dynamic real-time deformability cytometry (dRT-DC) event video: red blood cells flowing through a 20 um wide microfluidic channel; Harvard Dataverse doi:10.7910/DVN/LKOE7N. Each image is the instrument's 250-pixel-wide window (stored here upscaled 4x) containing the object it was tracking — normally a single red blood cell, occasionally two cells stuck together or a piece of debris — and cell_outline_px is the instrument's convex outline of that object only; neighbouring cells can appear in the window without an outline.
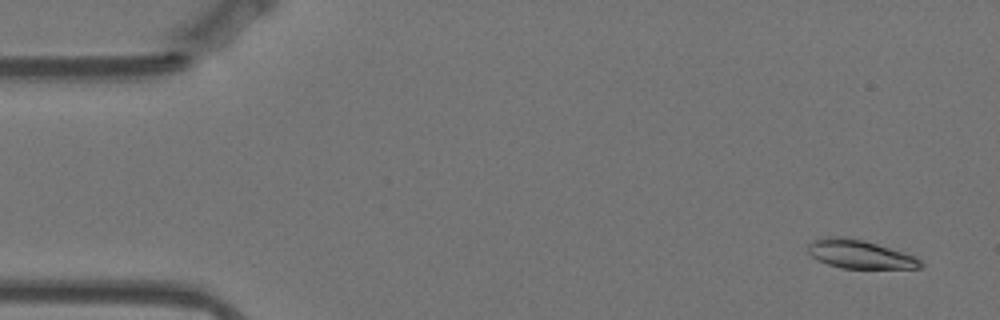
{"species": "Egyptian fruit bat (a non-hibernating species)", "species_latin": "Rousettus aegyptiacus", "temperature_condition": "warm", "stored_images_in_passage": 57, "camera_frame_rate_fps": 3000, "um_per_image_px": 0.085, "animal": {"sex": "female"}, "frame": {"image": 1, "passage_image": 3, "time_ms": 0.667, "image_size_px": [1000, 320], "cell_outline_px": [[924, 264], [920, 268], [840, 268], [816, 260], [808, 252], [808, 244], [812, 240], [824, 236], [844, 236], [864, 240], [912, 256], [920, 260]], "centroid_in_image_um": [72.99, 21.6], "position_along_channel_um": 12.0, "area_um2": 18.55}}
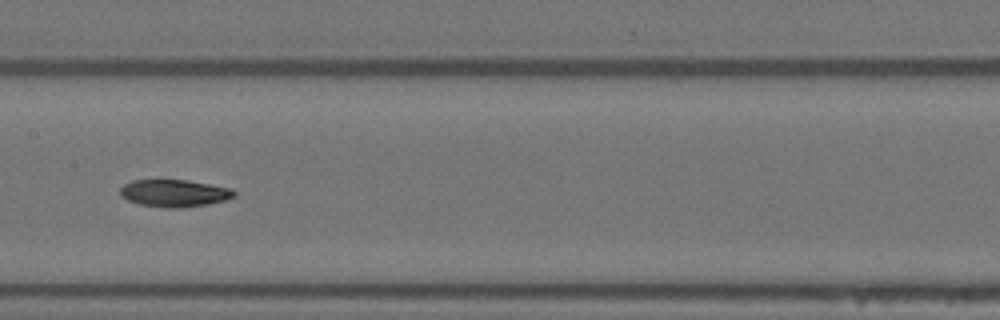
{"frame": {"image": 2, "passage_image": 28, "time_ms": 9.0, "image_size_px": [1000, 320], "cell_outline_px": [[236, 196], [224, 200], [208, 204], [180, 208], [172, 208], [140, 204], [128, 200], [120, 196], [120, 188], [124, 184], [132, 180], [160, 176], [188, 180], [232, 188], [236, 192]], "centroid_in_image_um": [14.78, 16.36], "position_along_channel_um": 192.6, "area_um2": 18.9}}
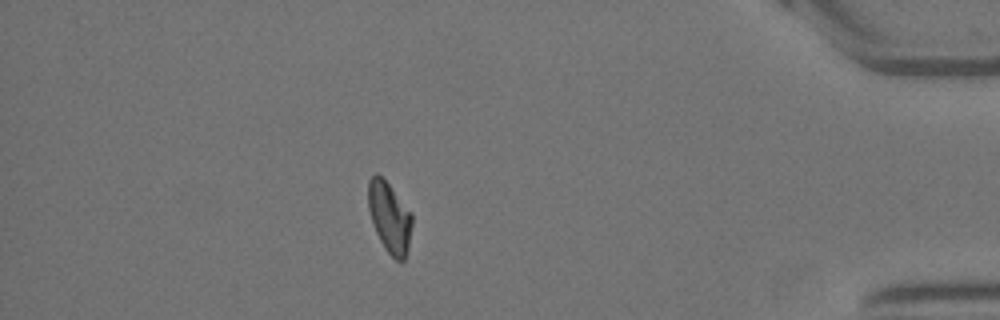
{"frame": {"image": 3, "passage_image": 50, "time_ms": 16.333, "image_size_px": [1000, 320], "cell_outline_px": [[412, 224], [408, 248], [404, 260], [396, 260], [384, 248], [376, 232], [368, 208], [368, 180], [376, 172], [388, 184], [412, 212]], "centroid_in_image_um": [33.11, 18.47], "position_along_channel_um": 402.1, "area_um2": 17.86}}